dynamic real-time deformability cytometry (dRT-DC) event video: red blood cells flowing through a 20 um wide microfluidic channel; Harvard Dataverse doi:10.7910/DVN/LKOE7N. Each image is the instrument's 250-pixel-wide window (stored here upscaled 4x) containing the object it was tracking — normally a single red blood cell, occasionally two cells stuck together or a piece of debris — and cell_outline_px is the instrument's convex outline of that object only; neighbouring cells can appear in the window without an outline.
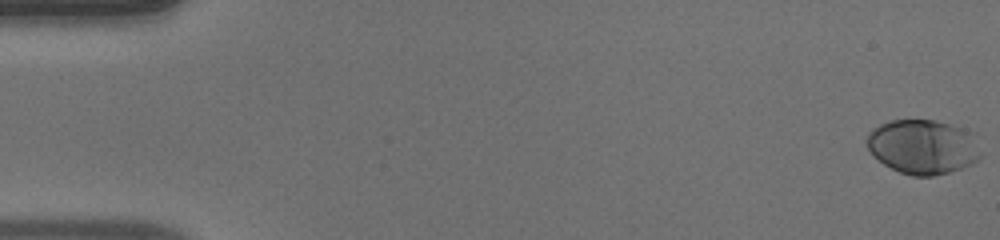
{"species": "human", "species_latin": "Homo sapiens", "temperature_condition": "warm", "stored_images_in_passage": 51, "camera_frame_rate_fps": 3000, "um_per_image_px": 0.085, "donor": {"sex": "male"}, "frame": {"image": 1, "passage_image": 1, "time_ms": 0.0, "image_size_px": [1000, 240], "cell_outline_px": [[980, 156], [972, 164], [948, 172], [932, 176], [912, 176], [900, 172], [884, 164], [868, 148], [864, 140], [868, 132], [872, 128], [880, 124], [892, 120], [936, 120], [964, 128], [968, 132]], "centroid_in_image_um": [78.36, 12.47], "position_along_channel_um": 6.6, "area_um2": 35.6}}
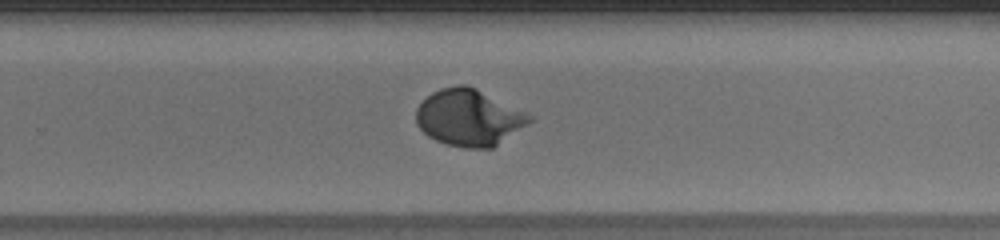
{"frame": {"image": 2, "passage_image": 34, "time_ms": 11.0, "image_size_px": [1000, 240], "cell_outline_px": [[532, 120], [528, 124], [492, 148], [464, 148], [448, 144], [436, 140], [428, 136], [416, 124], [416, 108], [432, 92], [440, 88], [456, 84], [468, 84], [532, 116]], "centroid_in_image_um": [39.83, 9.99], "position_along_channel_um": 290.0, "area_um2": 37.05}}
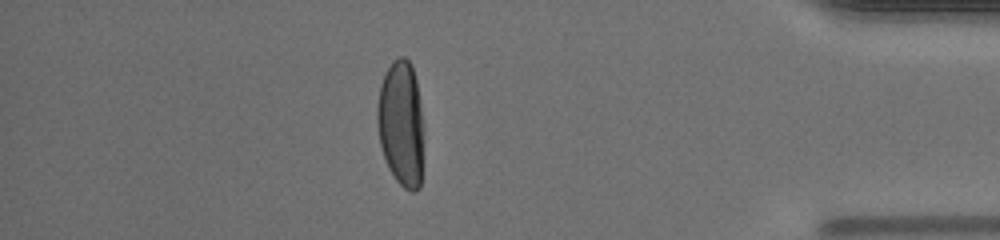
{"frame": {"image": 3, "passage_image": 45, "time_ms": 14.667, "image_size_px": [1000, 240], "cell_outline_px": [[420, 188], [416, 192], [412, 192], [404, 188], [396, 180], [388, 168], [380, 144], [376, 120], [376, 108], [380, 84], [384, 72], [392, 60], [400, 56], [404, 56], [412, 64], [416, 80], [420, 100]], "centroid_in_image_um": [34.03, 10.43], "position_along_channel_um": 401.2, "area_um2": 33.58}, "authors_computed_cell_mechanics": {"area_um2": 35.0846, "velocity_mm_per_s": 4.0649, "shape_relaxation_time_tau1_ms": 3.0418, "shape_relaxation_time_tau2_ms": null, "deformation_change_tau1": 0.2116, "deformation_change_tau2": null}}